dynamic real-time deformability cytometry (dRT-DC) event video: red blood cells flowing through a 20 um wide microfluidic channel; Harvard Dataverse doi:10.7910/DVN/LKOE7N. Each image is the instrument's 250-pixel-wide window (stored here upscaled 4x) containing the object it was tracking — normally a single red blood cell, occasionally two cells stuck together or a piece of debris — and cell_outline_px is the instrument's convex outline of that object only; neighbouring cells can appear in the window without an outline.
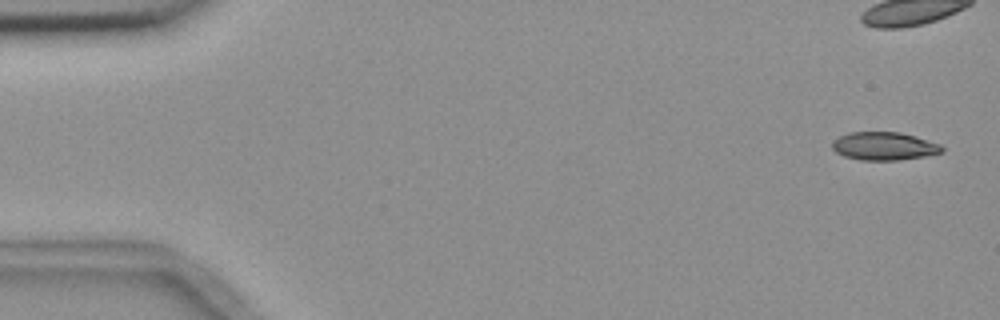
{"species": "common noctule bat (a hibernating species)", "species_latin": "Nyctalus noctula", "temperature_condition": "room temperature", "stored_images_in_passage": 6, "camera_frame_rate_fps": 3000, "um_per_image_px": 0.085, "animal": {"sex": "female", "body_mass_g": 18.4}, "frame": {"image": 1, "passage_image": 1, "time_ms": 0.0, "image_size_px": [1000, 320], "cell_outline_px": [[944, 152], [924, 156], [900, 160], [860, 160], [844, 156], [836, 152], [832, 148], [832, 140], [848, 132], [900, 132], [916, 136], [940, 144], [944, 148]], "centroid_in_image_um": [75.15, 12.42], "position_along_channel_um": 9.9, "area_um2": 18.09}}